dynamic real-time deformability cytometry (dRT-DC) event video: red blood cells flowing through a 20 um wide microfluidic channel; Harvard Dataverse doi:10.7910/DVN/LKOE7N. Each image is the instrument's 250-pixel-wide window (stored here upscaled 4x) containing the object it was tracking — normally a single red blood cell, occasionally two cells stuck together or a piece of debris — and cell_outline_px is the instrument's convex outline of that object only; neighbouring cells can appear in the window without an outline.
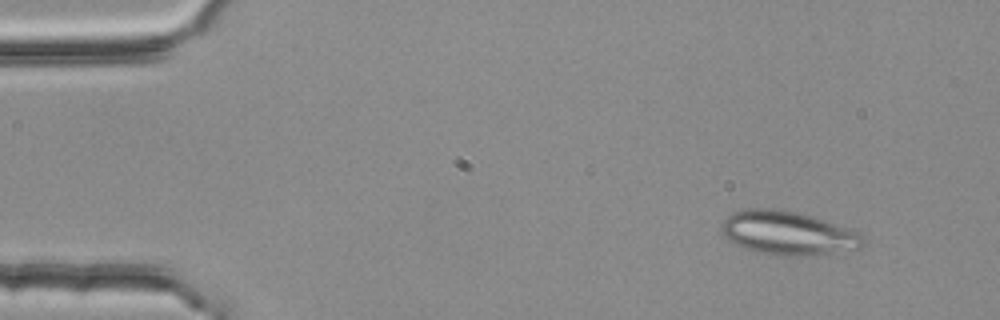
{"species": "common noctule bat (a hibernating species)", "species_latin": "Nyctalus noctula", "temperature_condition": "room temperature", "stored_images_in_passage": 4, "camera_frame_rate_fps": 3000, "um_per_image_px": 0.085, "animal": {"sex": "female", "body_mass_g": 25.1}, "frame": {"image": 1, "passage_image": 1, "time_ms": 0.0, "image_size_px": [1000, 320], "cell_outline_px": [[868, 244], [860, 248], [820, 256], [784, 256], [760, 252], [736, 244], [728, 240], [724, 236], [720, 228], [720, 224], [732, 212], [748, 208], [772, 208], [796, 212], [812, 216], [860, 232], [868, 240]], "centroid_in_image_um": [67.04, 19.82], "position_along_channel_um": 18.0, "area_um2": 36.53}}